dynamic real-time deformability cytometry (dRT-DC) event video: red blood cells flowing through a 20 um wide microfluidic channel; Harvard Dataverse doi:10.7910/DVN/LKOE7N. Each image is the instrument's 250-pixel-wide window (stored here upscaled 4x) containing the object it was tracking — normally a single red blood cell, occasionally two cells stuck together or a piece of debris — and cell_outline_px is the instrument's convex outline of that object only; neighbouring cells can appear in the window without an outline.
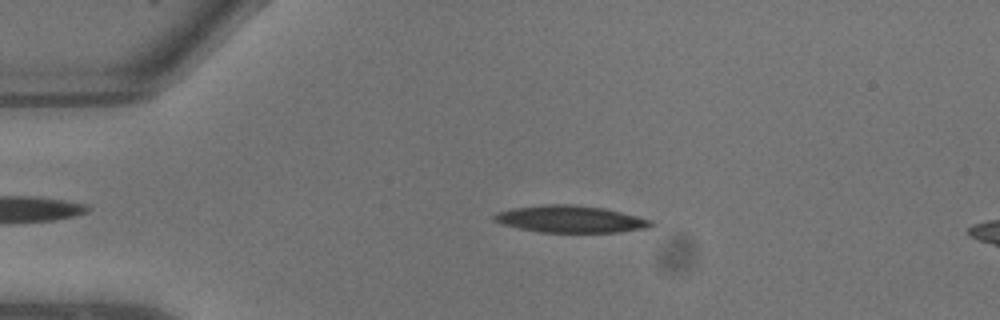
{"species": "common noctule bat (a hibernating species)", "species_latin": "Nyctalus noctula", "temperature_condition": "warm", "stored_images_in_passage": 7, "camera_frame_rate_fps": 3000, "um_per_image_px": 0.085, "animal": {"sex": "male", "body_mass_g": 13.3}, "frame": {"image": 1, "passage_image": 4, "time_ms": 1.0, "image_size_px": [1000, 320], "cell_outline_px": [[656, 224], [644, 228], [620, 232], [540, 232], [520, 228], [504, 224], [492, 220], [492, 216], [496, 212], [512, 208], [544, 204], [572, 204], [604, 208], [652, 220]], "centroid_in_image_um": [48.46, 18.61], "position_along_channel_um": 36.5, "area_um2": 24.57}}
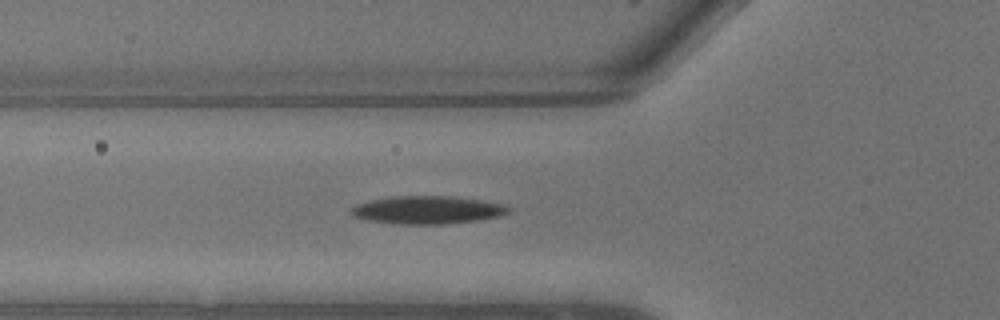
{"frame": {"image": 2, "passage_image": 7, "time_ms": 2.0, "image_size_px": [1000, 320], "cell_outline_px": [[512, 208], [508, 212], [500, 216], [476, 220], [444, 224], [392, 224], [368, 220], [352, 216], [348, 212], [348, 208], [356, 204], [372, 200], [392, 196], [452, 196], [484, 200], [500, 204]], "centroid_in_image_um": [36.27, 17.84], "position_along_channel_um": 89.5, "area_um2": 25.78}}